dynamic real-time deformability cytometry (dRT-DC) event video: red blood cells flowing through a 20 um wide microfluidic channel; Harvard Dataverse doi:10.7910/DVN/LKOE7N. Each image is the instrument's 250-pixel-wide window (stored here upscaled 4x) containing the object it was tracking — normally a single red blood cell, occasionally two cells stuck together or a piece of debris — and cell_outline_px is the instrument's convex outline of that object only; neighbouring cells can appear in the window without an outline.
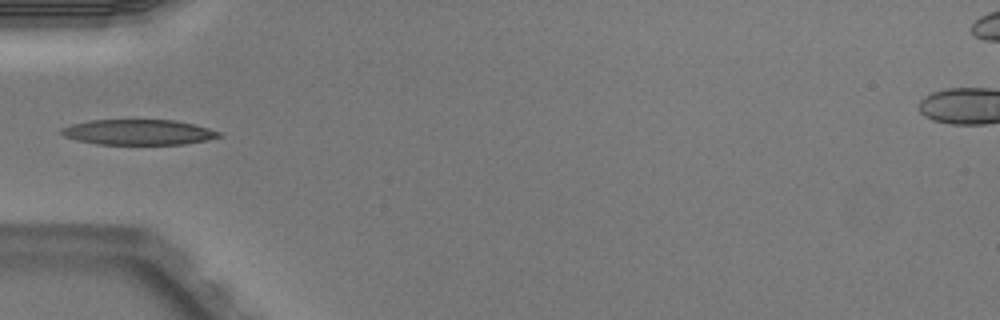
{"species": "Egyptian fruit bat (a non-hibernating species)", "species_latin": "Rousettus aegyptiacus", "temperature_condition": "warm", "stored_images_in_passage": 5, "camera_frame_rate_fps": 3000, "um_per_image_px": 0.085, "animal": {"sex": "male"}, "frame": {"image": 1, "passage_image": 4, "time_ms": 1.0, "image_size_px": [1000, 320], "cell_outline_px": [[224, 136], [208, 140], [184, 144], [96, 144], [76, 140], [64, 136], [60, 132], [60, 128], [72, 124], [88, 120], [176, 120], [196, 124], [220, 132]], "centroid_in_image_um": [11.78, 11.23], "position_along_channel_um": 73.2, "area_um2": 23.47}}